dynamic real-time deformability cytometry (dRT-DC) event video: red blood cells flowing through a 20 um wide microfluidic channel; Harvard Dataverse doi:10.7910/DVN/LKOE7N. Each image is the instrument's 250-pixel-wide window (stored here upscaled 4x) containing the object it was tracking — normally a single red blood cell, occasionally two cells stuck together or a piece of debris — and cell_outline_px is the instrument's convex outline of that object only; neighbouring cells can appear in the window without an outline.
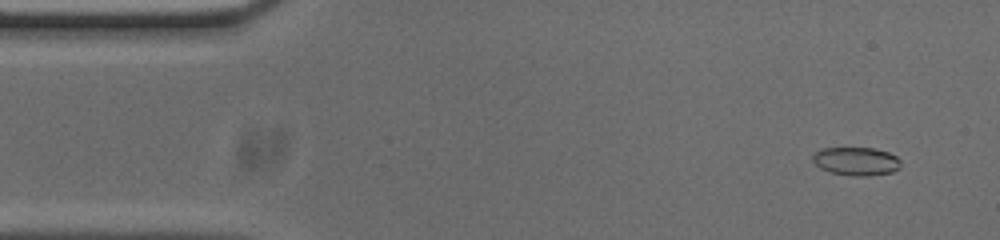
{"species": "common noctule bat (a hibernating species)", "species_latin": "Nyctalus noctula", "temperature_condition": "cold", "stored_images_in_passage": 52, "camera_frame_rate_fps": 3000, "um_per_image_px": 0.085, "animal": {"sex": "male", "body_mass_g": 20.0, "forearm_length_mm": 53.3}, "frame": {"image": 1, "passage_image": 3, "time_ms": 0.667, "image_size_px": [1000, 240], "cell_outline_px": [[900, 168], [892, 172], [868, 176], [852, 176], [832, 172], [820, 168], [812, 160], [812, 156], [820, 148], [876, 148], [888, 152], [896, 156], [900, 160]], "centroid_in_image_um": [72.79, 13.7], "position_along_channel_um": 12.2, "area_um2": 14.57}}
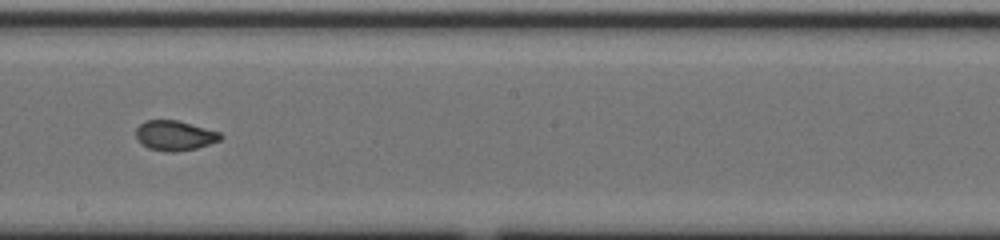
{"frame": {"image": 2, "passage_image": 28, "time_ms": 9.0, "image_size_px": [1000, 240], "cell_outline_px": [[224, 136], [220, 140], [196, 148], [176, 152], [164, 152], [148, 148], [136, 136], [136, 128], [144, 120], [176, 120], [192, 124], [220, 132]], "centroid_in_image_um": [14.86, 11.52], "position_along_channel_um": 233.3, "area_um2": 14.68}}
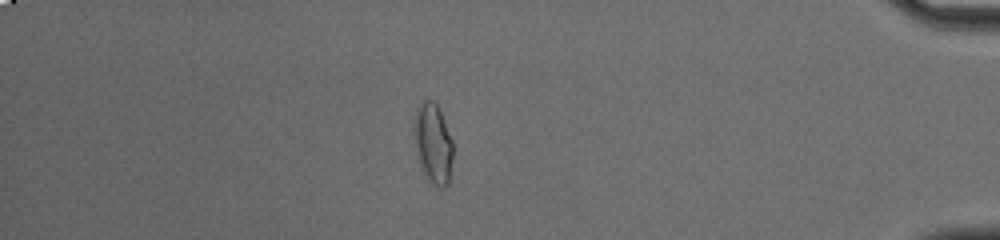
{"frame": {"image": 3, "passage_image": 45, "time_ms": 14.667, "image_size_px": [1000, 240], "cell_outline_px": [[452, 160], [448, 184], [444, 188], [440, 188], [428, 180], [424, 172], [416, 148], [412, 132], [412, 128], [416, 112], [420, 104], [424, 100], [432, 100], [440, 108], [452, 140]], "centroid_in_image_um": [36.81, 12.16], "position_along_channel_um": 398.4, "area_um2": 18.03}, "authors_computed_cell_mechanics": {"area_um2": 15.4615, "velocity_mm_per_s": 3.7681, "shape_relaxation_time_tau1_ms": null, "shape_relaxation_time_tau2_ms": 1.0391, "deformation_change_tau1": null, "deformation_change_tau2": 0.0566}}